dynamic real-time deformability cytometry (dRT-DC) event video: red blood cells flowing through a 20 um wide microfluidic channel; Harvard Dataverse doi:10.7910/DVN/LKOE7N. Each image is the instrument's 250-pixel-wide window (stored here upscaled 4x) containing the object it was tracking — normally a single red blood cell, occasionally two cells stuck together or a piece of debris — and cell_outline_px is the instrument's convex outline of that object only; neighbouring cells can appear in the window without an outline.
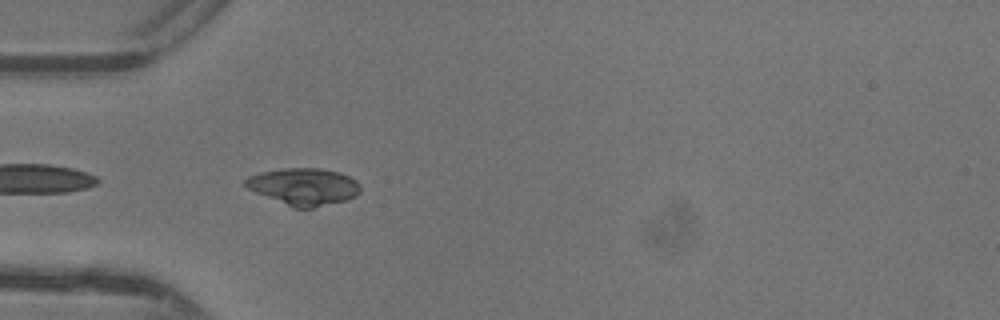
{"species": "common noctule bat (a hibernating species)", "species_latin": "Nyctalus noctula", "temperature_condition": "warm", "stored_images_in_passage": 28, "camera_frame_rate_fps": 3000, "um_per_image_px": 0.085, "animal": {"sex": "female"}, "frame": {"image": 1, "passage_image": 2, "time_ms": 0.333, "image_size_px": [1000, 320], "cell_outline_px": [[360, 192], [356, 196], [348, 200], [312, 208], [296, 208], [256, 192], [248, 188], [244, 184], [244, 180], [248, 176], [260, 172], [284, 168], [320, 168], [340, 172], [356, 180], [360, 184]], "centroid_in_image_um": [25.86, 15.85], "position_along_channel_um": 59.1, "area_um2": 24.74}}
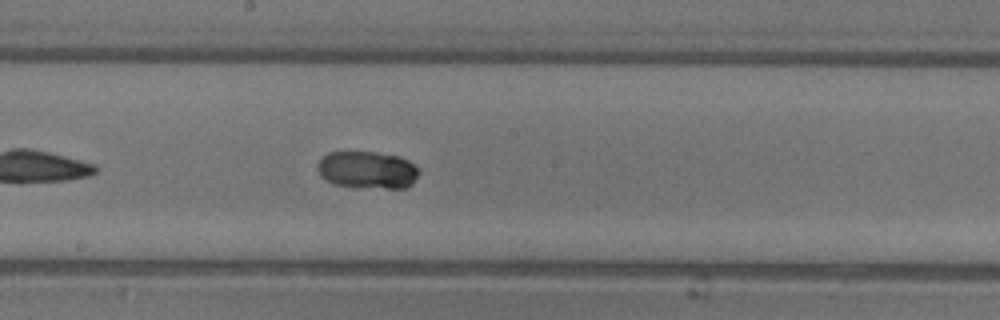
{"frame": {"image": 2, "passage_image": 13, "time_ms": 4.0, "image_size_px": [1000, 320], "cell_outline_px": [[420, 172], [412, 184], [404, 188], [388, 188], [332, 184], [324, 180], [320, 176], [316, 168], [316, 164], [328, 152], [376, 152], [400, 156], [408, 160]], "centroid_in_image_um": [31.2, 14.43], "position_along_channel_um": 217.0, "area_um2": 22.02}}
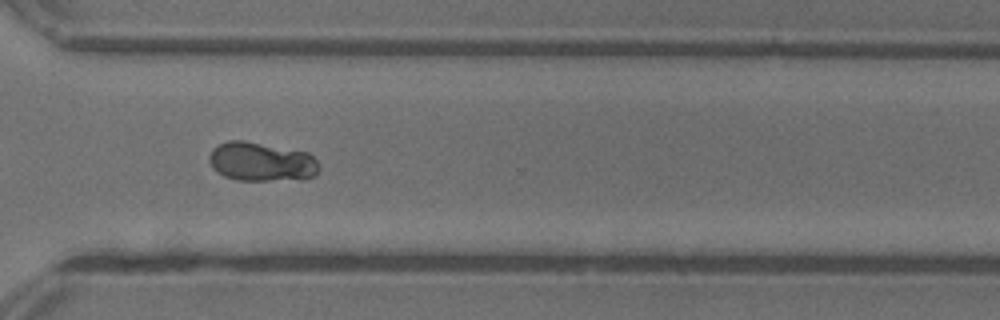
{"frame": {"image": 3, "passage_image": 22, "time_ms": 7.0, "image_size_px": [1000, 320], "cell_outline_px": [[320, 168], [312, 176], [268, 180], [236, 180], [224, 176], [212, 168], [208, 160], [208, 156], [212, 148], [228, 140], [244, 140], [308, 152], [316, 160]], "centroid_in_image_um": [22.14, 13.72], "position_along_channel_um": 348.5, "area_um2": 24.74}, "authors_computed_cell_mechanics": {"area_um2": 22.9755, "velocity_mm_per_s": 4.3911, "shape_relaxation_time_tau1_ms": 2.7352, "shape_relaxation_time_tau2_ms": null, "deformation_change_tau1": 0.0682, "deformation_change_tau2": null}}